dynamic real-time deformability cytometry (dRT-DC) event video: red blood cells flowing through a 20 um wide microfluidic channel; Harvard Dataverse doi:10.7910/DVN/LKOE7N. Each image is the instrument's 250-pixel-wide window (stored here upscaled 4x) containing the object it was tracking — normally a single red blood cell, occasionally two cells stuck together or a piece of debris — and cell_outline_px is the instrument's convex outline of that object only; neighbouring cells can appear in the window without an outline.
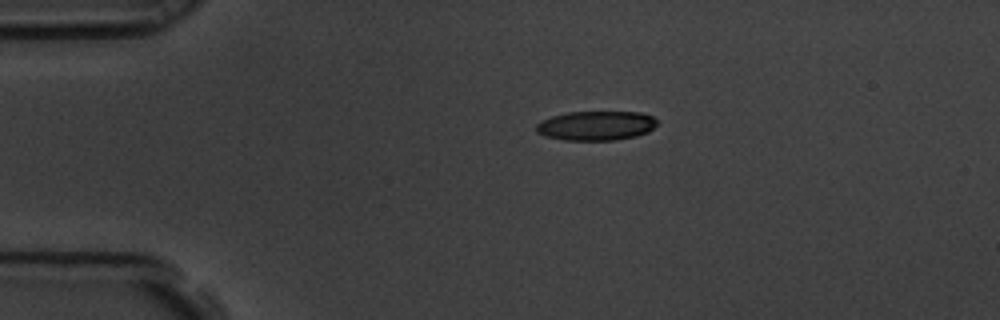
{"species": "common noctule bat (a hibernating species)", "species_latin": "Nyctalus noctula", "temperature_condition": "room temperature", "stored_images_in_passage": 9, "camera_frame_rate_fps": 3000, "um_per_image_px": 0.085, "animal": {"sex": "male", "body_mass_g": 19.5, "forearm_length_mm": 54.6}, "frame": {"image": 1, "passage_image": 1, "time_ms": 0.0, "image_size_px": [1000, 320], "cell_outline_px": [[656, 124], [648, 132], [636, 136], [616, 140], [564, 140], [544, 136], [536, 132], [536, 124], [540, 120], [552, 116], [568, 112], [640, 112], [652, 116], [656, 120]], "centroid_in_image_um": [50.63, 10.68], "position_along_channel_um": 34.4, "area_um2": 20.75}}
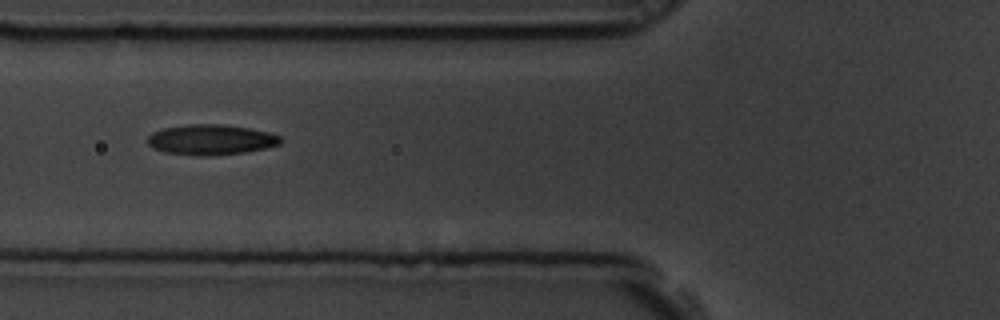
{"frame": {"image": 2, "passage_image": 4, "time_ms": 1.0, "image_size_px": [1000, 320], "cell_outline_px": [[284, 140], [280, 144], [264, 148], [244, 152], [212, 156], [196, 156], [164, 152], [152, 148], [148, 144], [148, 136], [152, 132], [164, 128], [188, 124], [224, 124], [248, 128], [268, 132], [280, 136]], "centroid_in_image_um": [17.92, 11.88], "position_along_channel_um": 107.9, "area_um2": 23.64}}
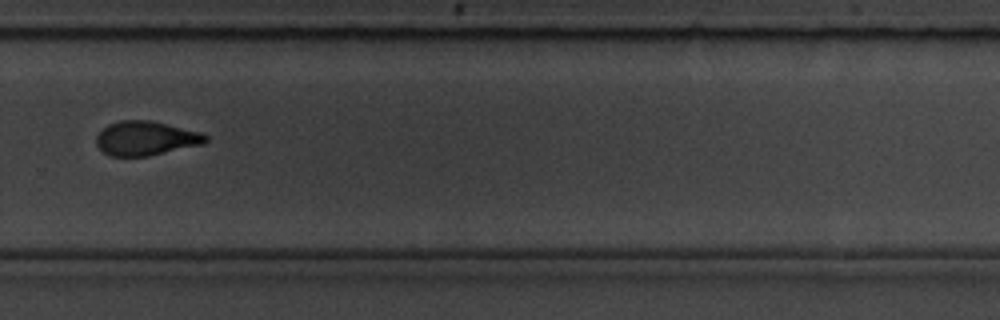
{"frame": {"image": 3, "passage_image": 9, "time_ms": 2.667, "image_size_px": [1000, 320], "cell_outline_px": [[208, 140], [204, 144], [148, 156], [108, 156], [96, 144], [96, 136], [108, 124], [120, 120], [152, 120], [200, 132], [208, 136]], "centroid_in_image_um": [12.4, 11.75], "position_along_channel_um": 317.4, "area_um2": 21.85}}